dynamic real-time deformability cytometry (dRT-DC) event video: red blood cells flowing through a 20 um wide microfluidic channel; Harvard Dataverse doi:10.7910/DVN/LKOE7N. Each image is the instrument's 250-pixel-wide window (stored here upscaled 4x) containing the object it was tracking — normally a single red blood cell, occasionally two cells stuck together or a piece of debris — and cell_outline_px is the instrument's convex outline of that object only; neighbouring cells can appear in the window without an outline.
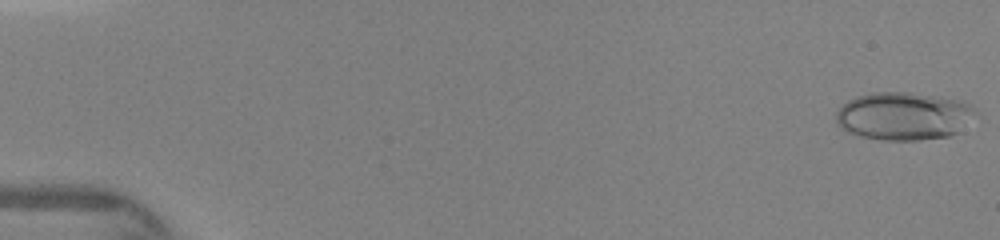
{"species": "human", "species_latin": "Homo sapiens", "temperature_condition": "warm", "stored_images_in_passage": 41, "camera_frame_rate_fps": 3000, "um_per_image_px": 0.085, "donor": {"sex": "female"}, "frame": {"image": 1, "passage_image": 1, "time_ms": 0.0, "image_size_px": [1000, 240], "cell_outline_px": [[972, 108], [956, 132], [948, 136], [916, 140], [884, 140], [860, 136], [848, 132], [840, 128], [836, 120], [836, 112], [848, 100], [856, 96], [872, 92], [908, 92], [940, 96], [964, 100]], "centroid_in_image_um": [76.68, 9.84], "position_along_channel_um": 8.3, "area_um2": 38.15}}
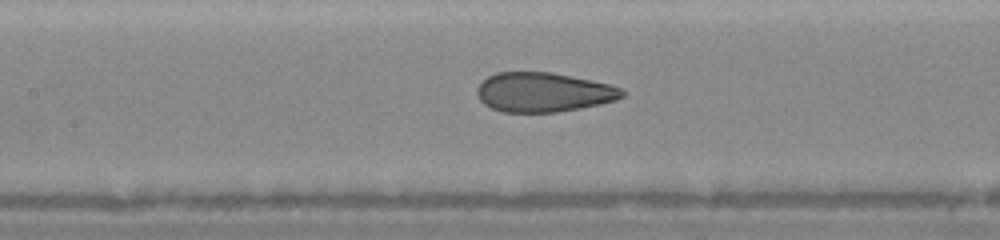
{"frame": {"image": 2, "passage_image": 14, "time_ms": 7.0, "image_size_px": [1000, 240], "cell_outline_px": [[624, 96], [616, 100], [600, 104], [580, 108], [556, 112], [504, 112], [492, 108], [484, 104], [480, 100], [476, 92], [476, 88], [488, 76], [496, 72], [552, 72], [592, 80], [608, 84], [620, 88], [624, 92]], "centroid_in_image_um": [46.18, 7.83], "position_along_channel_um": 161.2, "area_um2": 33.29}}
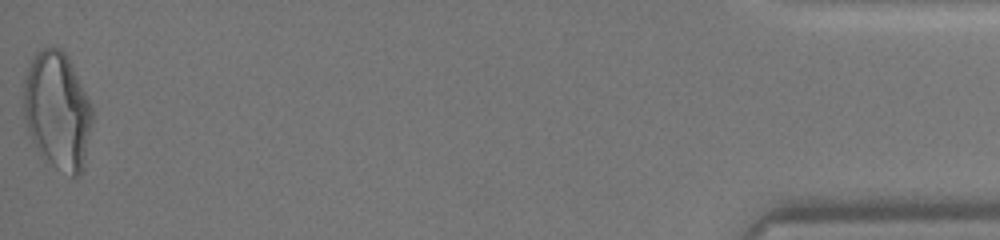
{"frame": {"image": 3, "passage_image": 41, "time_ms": 15.0, "image_size_px": [1000, 240], "cell_outline_px": [[92, 120], [84, 168], [76, 176], [72, 176], [56, 168], [48, 160], [32, 140], [28, 132], [24, 116], [24, 84], [28, 68], [36, 52], [44, 48], [60, 48], [68, 56], [92, 104]], "centroid_in_image_um": [4.9, 9.39], "position_along_channel_um": 430.3, "area_um2": 46.59}}